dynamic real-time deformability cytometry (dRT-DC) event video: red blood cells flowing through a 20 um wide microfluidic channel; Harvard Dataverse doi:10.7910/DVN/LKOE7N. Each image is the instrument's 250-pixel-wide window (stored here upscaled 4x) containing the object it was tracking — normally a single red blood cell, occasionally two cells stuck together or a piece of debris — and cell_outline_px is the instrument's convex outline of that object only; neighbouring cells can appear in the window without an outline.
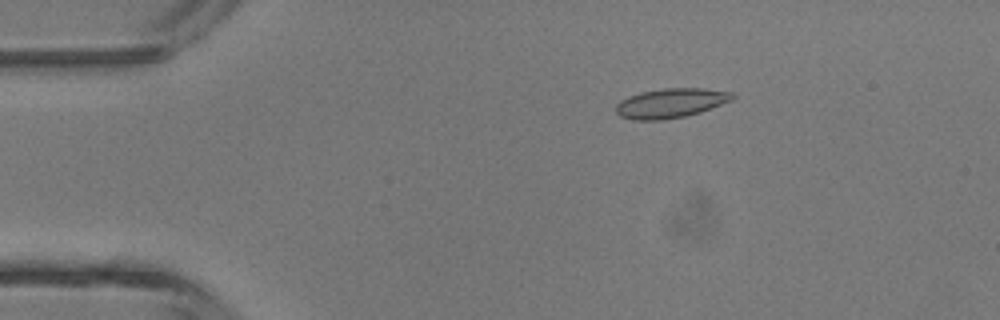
{"species": "common noctule bat (a hibernating species)", "species_latin": "Nyctalus noctula", "temperature_condition": "room temperature", "stored_images_in_passage": 5, "camera_frame_rate_fps": 3000, "um_per_image_px": 0.085, "animal": {"sex": "male", "body_mass_g": 13.3}, "frame": {"image": 1, "passage_image": 3, "time_ms": 2.333, "image_size_px": [1000, 320], "cell_outline_px": [[736, 96], [732, 100], [700, 112], [684, 116], [660, 120], [636, 120], [620, 116], [616, 112], [616, 104], [620, 100], [628, 96], [640, 92], [664, 88], [704, 88], [732, 92]], "centroid_in_image_um": [57.01, 8.75], "position_along_channel_um": 28.0, "area_um2": 20.0}}
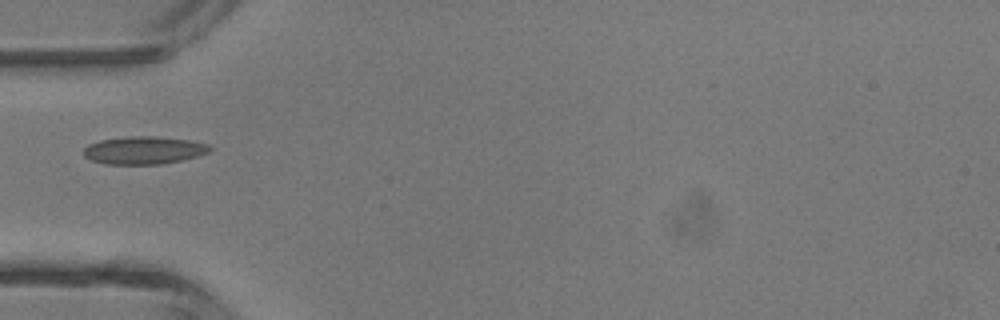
{"frame": {"image": 2, "passage_image": 5, "time_ms": 4.667, "image_size_px": [1000, 320], "cell_outline_px": [[212, 148], [208, 152], [196, 156], [180, 160], [160, 164], [104, 164], [92, 160], [84, 156], [84, 148], [88, 144], [100, 140], [128, 136], [156, 136], [188, 140], [208, 144]], "centroid_in_image_um": [12.2, 12.76], "position_along_channel_um": 72.8, "area_um2": 20.29}}